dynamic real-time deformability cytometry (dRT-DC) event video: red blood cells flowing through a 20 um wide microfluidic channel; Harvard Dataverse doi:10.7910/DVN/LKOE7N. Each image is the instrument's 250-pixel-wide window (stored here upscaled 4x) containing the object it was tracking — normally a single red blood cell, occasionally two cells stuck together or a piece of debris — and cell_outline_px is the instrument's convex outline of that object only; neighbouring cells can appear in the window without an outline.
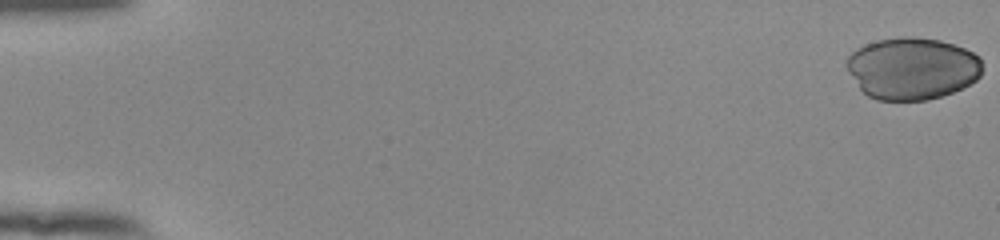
{"species": "human", "species_latin": "Homo sapiens", "temperature_condition": "room temperature", "stored_images_in_passage": 55, "camera_frame_rate_fps": 3000, "um_per_image_px": 0.085, "donor": {"sex": "female"}, "frame": {"image": 1, "passage_image": 1, "time_ms": 0.0, "image_size_px": [1000, 240], "cell_outline_px": [[980, 76], [976, 80], [964, 88], [928, 100], [876, 100], [868, 96], [860, 88], [848, 72], [848, 56], [856, 48], [864, 44], [876, 40], [900, 36], [912, 36], [940, 40], [964, 48], [980, 56]], "centroid_in_image_um": [77.53, 5.81], "position_along_channel_um": 7.5, "area_um2": 49.13}}
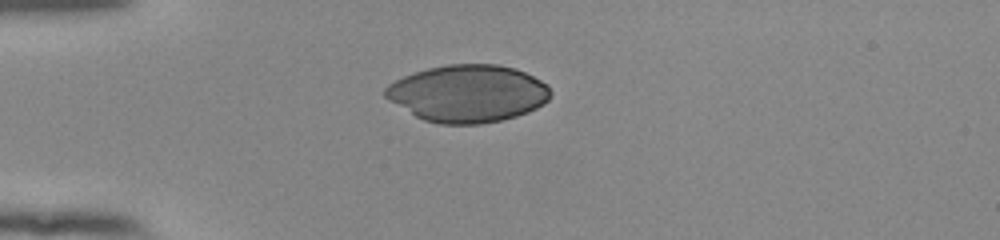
{"frame": {"image": 2, "passage_image": 16, "time_ms": 5.0, "image_size_px": [1000, 240], "cell_outline_px": [[552, 96], [544, 104], [528, 112], [516, 116], [500, 120], [480, 124], [440, 124], [424, 120], [416, 116], [388, 100], [384, 96], [384, 88], [388, 84], [404, 76], [428, 68], [448, 64], [496, 64], [516, 68], [548, 84], [552, 92]], "centroid_in_image_um": [39.78, 7.94], "position_along_channel_um": 45.2, "area_um2": 55.26}}
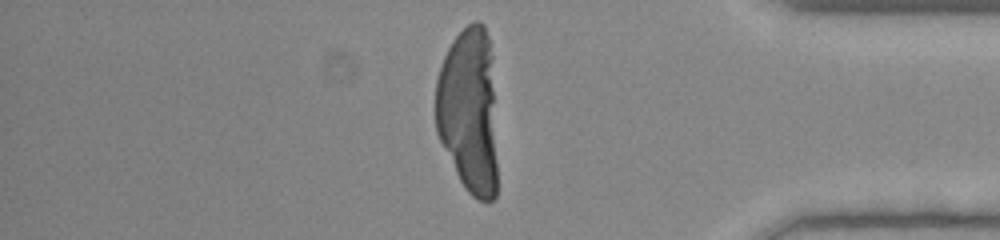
{"frame": {"image": 3, "passage_image": 47, "time_ms": 15.333, "image_size_px": [1000, 240], "cell_outline_px": [[496, 196], [488, 204], [472, 196], [468, 192], [460, 180], [436, 132], [436, 80], [444, 56], [452, 40], [472, 20], [480, 20], [484, 24], [488, 36], [492, 56], [496, 164]], "centroid_in_image_um": [39.85, 9.39], "position_along_channel_um": 395.3, "area_um2": 59.88}}